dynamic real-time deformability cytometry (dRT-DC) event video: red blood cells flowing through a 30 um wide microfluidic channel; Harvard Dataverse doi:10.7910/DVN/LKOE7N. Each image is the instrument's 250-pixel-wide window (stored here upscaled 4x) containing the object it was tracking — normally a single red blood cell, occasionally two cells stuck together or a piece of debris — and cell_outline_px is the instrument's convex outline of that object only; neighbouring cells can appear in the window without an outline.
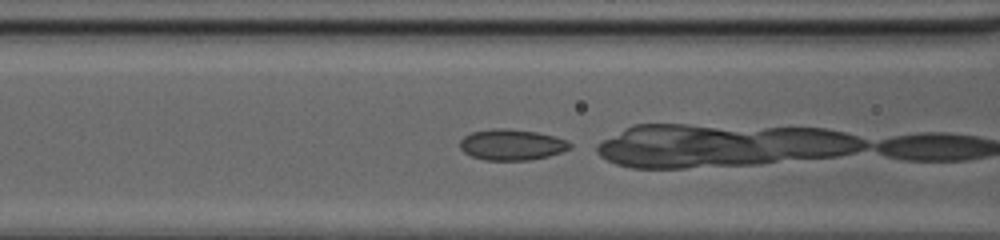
{"species": "common noctule bat (a hibernating species)", "species_latin": "Nyctalus noctula", "temperature_condition": "cold", "stored_images_in_passage": 18, "camera_frame_rate_fps": 3000, "um_per_image_px": 0.085, "animal": {"sex": "female", "body_mass_g": 20.0, "forearm_length_mm": 54.0}, "frame": {"image": 1, "passage_image": 14, "time_ms": 4.333, "image_size_px": [1000, 240], "cell_outline_px": [[572, 148], [548, 156], [528, 160], [484, 160], [472, 156], [464, 152], [460, 148], [460, 140], [464, 136], [472, 132], [492, 128], [508, 128], [536, 132], [556, 136], [568, 140], [572, 144]], "centroid_in_image_um": [43.51, 12.29], "position_along_channel_um": 123.1, "area_um2": 19.94}}